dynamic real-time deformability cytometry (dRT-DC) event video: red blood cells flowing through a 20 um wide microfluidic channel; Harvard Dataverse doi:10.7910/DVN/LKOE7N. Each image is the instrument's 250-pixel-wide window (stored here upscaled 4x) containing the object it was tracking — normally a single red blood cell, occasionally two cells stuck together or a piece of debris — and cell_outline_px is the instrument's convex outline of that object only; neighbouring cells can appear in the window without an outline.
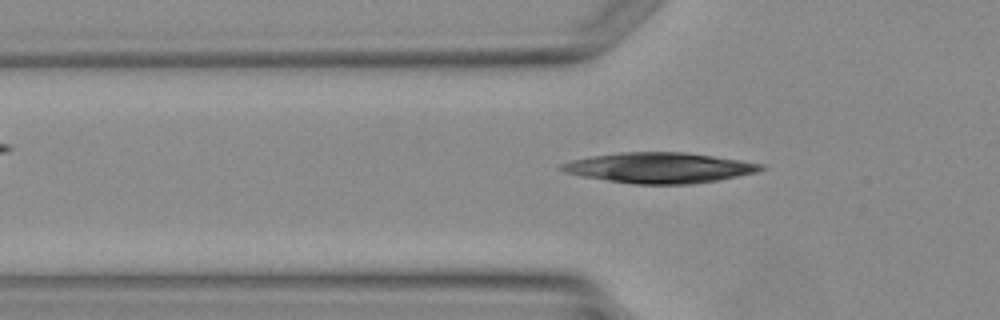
{"species": "Egyptian fruit bat (a non-hibernating species)", "species_latin": "Rousettus aegyptiacus", "temperature_condition": "warm", "stored_images_in_passage": 3, "segment_of_instrument_passage": [2, 2], "camera_frame_rate_fps": 3000, "um_per_image_px": 0.085, "animal": {"sex": "female"}, "frame": {"image": 1, "passage_image": 3, "time_ms": 2.333, "image_size_px": [1000, 320], "cell_outline_px": [[768, 168], [756, 172], [716, 180], [692, 184], [636, 184], [608, 180], [584, 176], [564, 172], [556, 168], [556, 164], [572, 160], [592, 156], [620, 152], [684, 152], [740, 160], [764, 164]], "centroid_in_image_um": [56.02, 14.25], "position_along_channel_um": 69.8, "area_um2": 35.26}}